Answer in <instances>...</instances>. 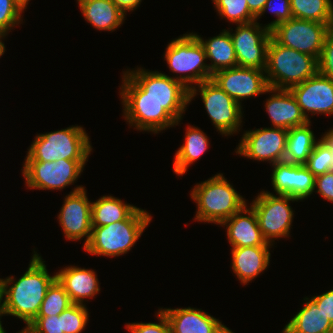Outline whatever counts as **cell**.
<instances>
[{
    "mask_svg": "<svg viewBox=\"0 0 333 333\" xmlns=\"http://www.w3.org/2000/svg\"><path fill=\"white\" fill-rule=\"evenodd\" d=\"M44 262L34 251L27 271L18 281L13 276L0 278V298L6 315L22 319L26 327L37 317L47 289L56 279V273L50 276Z\"/></svg>",
    "mask_w": 333,
    "mask_h": 333,
    "instance_id": "1",
    "label": "cell"
},
{
    "mask_svg": "<svg viewBox=\"0 0 333 333\" xmlns=\"http://www.w3.org/2000/svg\"><path fill=\"white\" fill-rule=\"evenodd\" d=\"M122 79V101L158 102L176 121L190 104L189 89L165 73L138 68L124 71Z\"/></svg>",
    "mask_w": 333,
    "mask_h": 333,
    "instance_id": "2",
    "label": "cell"
},
{
    "mask_svg": "<svg viewBox=\"0 0 333 333\" xmlns=\"http://www.w3.org/2000/svg\"><path fill=\"white\" fill-rule=\"evenodd\" d=\"M190 196L197 204L195 220L217 225H221L247 204L221 173L196 184Z\"/></svg>",
    "mask_w": 333,
    "mask_h": 333,
    "instance_id": "3",
    "label": "cell"
},
{
    "mask_svg": "<svg viewBox=\"0 0 333 333\" xmlns=\"http://www.w3.org/2000/svg\"><path fill=\"white\" fill-rule=\"evenodd\" d=\"M151 219L150 213L137 208L126 220L92 227L90 239L83 248L95 256L112 258L124 255L136 244Z\"/></svg>",
    "mask_w": 333,
    "mask_h": 333,
    "instance_id": "4",
    "label": "cell"
},
{
    "mask_svg": "<svg viewBox=\"0 0 333 333\" xmlns=\"http://www.w3.org/2000/svg\"><path fill=\"white\" fill-rule=\"evenodd\" d=\"M264 71L269 87L290 90L318 72V60L283 46L271 37Z\"/></svg>",
    "mask_w": 333,
    "mask_h": 333,
    "instance_id": "5",
    "label": "cell"
},
{
    "mask_svg": "<svg viewBox=\"0 0 333 333\" xmlns=\"http://www.w3.org/2000/svg\"><path fill=\"white\" fill-rule=\"evenodd\" d=\"M92 146L82 126L38 134L27 151L25 161H88Z\"/></svg>",
    "mask_w": 333,
    "mask_h": 333,
    "instance_id": "6",
    "label": "cell"
},
{
    "mask_svg": "<svg viewBox=\"0 0 333 333\" xmlns=\"http://www.w3.org/2000/svg\"><path fill=\"white\" fill-rule=\"evenodd\" d=\"M164 58L168 68L177 74L173 78L189 90L194 84L198 85L212 79L213 75L205 63L207 60L205 49L193 32L172 40L166 48Z\"/></svg>",
    "mask_w": 333,
    "mask_h": 333,
    "instance_id": "7",
    "label": "cell"
},
{
    "mask_svg": "<svg viewBox=\"0 0 333 333\" xmlns=\"http://www.w3.org/2000/svg\"><path fill=\"white\" fill-rule=\"evenodd\" d=\"M198 91L206 112L219 133L231 136L240 131L243 117L241 104L231 98L212 79L192 87L189 90V102L198 95Z\"/></svg>",
    "mask_w": 333,
    "mask_h": 333,
    "instance_id": "8",
    "label": "cell"
},
{
    "mask_svg": "<svg viewBox=\"0 0 333 333\" xmlns=\"http://www.w3.org/2000/svg\"><path fill=\"white\" fill-rule=\"evenodd\" d=\"M290 201L298 202L299 200L288 195H274L268 191H262L250 204L267 243L273 245L274 240L289 236L294 215L289 205Z\"/></svg>",
    "mask_w": 333,
    "mask_h": 333,
    "instance_id": "9",
    "label": "cell"
},
{
    "mask_svg": "<svg viewBox=\"0 0 333 333\" xmlns=\"http://www.w3.org/2000/svg\"><path fill=\"white\" fill-rule=\"evenodd\" d=\"M333 23L290 18L271 29L272 37L281 45L319 59L327 34Z\"/></svg>",
    "mask_w": 333,
    "mask_h": 333,
    "instance_id": "10",
    "label": "cell"
},
{
    "mask_svg": "<svg viewBox=\"0 0 333 333\" xmlns=\"http://www.w3.org/2000/svg\"><path fill=\"white\" fill-rule=\"evenodd\" d=\"M86 162L65 159L54 162L25 161L22 174L30 189L62 190L77 181Z\"/></svg>",
    "mask_w": 333,
    "mask_h": 333,
    "instance_id": "11",
    "label": "cell"
},
{
    "mask_svg": "<svg viewBox=\"0 0 333 333\" xmlns=\"http://www.w3.org/2000/svg\"><path fill=\"white\" fill-rule=\"evenodd\" d=\"M257 21L239 24L230 36L234 45L238 66L265 70L267 47L271 30Z\"/></svg>",
    "mask_w": 333,
    "mask_h": 333,
    "instance_id": "12",
    "label": "cell"
},
{
    "mask_svg": "<svg viewBox=\"0 0 333 333\" xmlns=\"http://www.w3.org/2000/svg\"><path fill=\"white\" fill-rule=\"evenodd\" d=\"M288 130L276 127L246 130L236 154L251 160L269 161L272 165L284 161Z\"/></svg>",
    "mask_w": 333,
    "mask_h": 333,
    "instance_id": "13",
    "label": "cell"
},
{
    "mask_svg": "<svg viewBox=\"0 0 333 333\" xmlns=\"http://www.w3.org/2000/svg\"><path fill=\"white\" fill-rule=\"evenodd\" d=\"M91 205L85 188L77 186L65 196L64 204L58 214L65 238L77 241L86 237L83 247L91 236Z\"/></svg>",
    "mask_w": 333,
    "mask_h": 333,
    "instance_id": "14",
    "label": "cell"
},
{
    "mask_svg": "<svg viewBox=\"0 0 333 333\" xmlns=\"http://www.w3.org/2000/svg\"><path fill=\"white\" fill-rule=\"evenodd\" d=\"M212 80L231 98L241 104L242 99L268 93L264 70L235 66L213 74Z\"/></svg>",
    "mask_w": 333,
    "mask_h": 333,
    "instance_id": "15",
    "label": "cell"
},
{
    "mask_svg": "<svg viewBox=\"0 0 333 333\" xmlns=\"http://www.w3.org/2000/svg\"><path fill=\"white\" fill-rule=\"evenodd\" d=\"M290 91L295 96L305 118L309 119V112L315 114L333 115V80L319 72Z\"/></svg>",
    "mask_w": 333,
    "mask_h": 333,
    "instance_id": "16",
    "label": "cell"
},
{
    "mask_svg": "<svg viewBox=\"0 0 333 333\" xmlns=\"http://www.w3.org/2000/svg\"><path fill=\"white\" fill-rule=\"evenodd\" d=\"M122 103L124 118L137 130L157 134L180 123V120L176 121L158 102L122 101Z\"/></svg>",
    "mask_w": 333,
    "mask_h": 333,
    "instance_id": "17",
    "label": "cell"
},
{
    "mask_svg": "<svg viewBox=\"0 0 333 333\" xmlns=\"http://www.w3.org/2000/svg\"><path fill=\"white\" fill-rule=\"evenodd\" d=\"M165 314L171 333H234L219 319L196 308H160Z\"/></svg>",
    "mask_w": 333,
    "mask_h": 333,
    "instance_id": "18",
    "label": "cell"
},
{
    "mask_svg": "<svg viewBox=\"0 0 333 333\" xmlns=\"http://www.w3.org/2000/svg\"><path fill=\"white\" fill-rule=\"evenodd\" d=\"M228 242L232 248L250 246H272L264 239L254 210L247 204L237 213L226 219Z\"/></svg>",
    "mask_w": 333,
    "mask_h": 333,
    "instance_id": "19",
    "label": "cell"
},
{
    "mask_svg": "<svg viewBox=\"0 0 333 333\" xmlns=\"http://www.w3.org/2000/svg\"><path fill=\"white\" fill-rule=\"evenodd\" d=\"M268 93L272 95L266 100L265 109L272 127L288 130L308 122L290 90L269 87Z\"/></svg>",
    "mask_w": 333,
    "mask_h": 333,
    "instance_id": "20",
    "label": "cell"
},
{
    "mask_svg": "<svg viewBox=\"0 0 333 333\" xmlns=\"http://www.w3.org/2000/svg\"><path fill=\"white\" fill-rule=\"evenodd\" d=\"M272 246L237 247L231 250L232 271L246 285L265 271L270 263Z\"/></svg>",
    "mask_w": 333,
    "mask_h": 333,
    "instance_id": "21",
    "label": "cell"
},
{
    "mask_svg": "<svg viewBox=\"0 0 333 333\" xmlns=\"http://www.w3.org/2000/svg\"><path fill=\"white\" fill-rule=\"evenodd\" d=\"M56 278L64 286L72 303L82 304L86 298L96 296L100 285L94 270L78 266H66L56 272Z\"/></svg>",
    "mask_w": 333,
    "mask_h": 333,
    "instance_id": "22",
    "label": "cell"
},
{
    "mask_svg": "<svg viewBox=\"0 0 333 333\" xmlns=\"http://www.w3.org/2000/svg\"><path fill=\"white\" fill-rule=\"evenodd\" d=\"M83 17L99 31H114L125 15L111 0H77Z\"/></svg>",
    "mask_w": 333,
    "mask_h": 333,
    "instance_id": "23",
    "label": "cell"
},
{
    "mask_svg": "<svg viewBox=\"0 0 333 333\" xmlns=\"http://www.w3.org/2000/svg\"><path fill=\"white\" fill-rule=\"evenodd\" d=\"M231 30H222L219 35L203 40L197 33H194L202 43L206 58L211 61L208 64L212 75L218 71L238 66L234 45L230 36Z\"/></svg>",
    "mask_w": 333,
    "mask_h": 333,
    "instance_id": "24",
    "label": "cell"
},
{
    "mask_svg": "<svg viewBox=\"0 0 333 333\" xmlns=\"http://www.w3.org/2000/svg\"><path fill=\"white\" fill-rule=\"evenodd\" d=\"M306 303L297 314L290 319L281 333H327L333 326L311 298H304Z\"/></svg>",
    "mask_w": 333,
    "mask_h": 333,
    "instance_id": "25",
    "label": "cell"
},
{
    "mask_svg": "<svg viewBox=\"0 0 333 333\" xmlns=\"http://www.w3.org/2000/svg\"><path fill=\"white\" fill-rule=\"evenodd\" d=\"M185 131V143L176 151L173 162V171L178 176L184 175L189 165L197 161L210 145L208 137L198 127L188 125Z\"/></svg>",
    "mask_w": 333,
    "mask_h": 333,
    "instance_id": "26",
    "label": "cell"
},
{
    "mask_svg": "<svg viewBox=\"0 0 333 333\" xmlns=\"http://www.w3.org/2000/svg\"><path fill=\"white\" fill-rule=\"evenodd\" d=\"M310 124L311 121H308L304 125L288 129L285 162L298 165H304L307 162L318 142L310 128Z\"/></svg>",
    "mask_w": 333,
    "mask_h": 333,
    "instance_id": "27",
    "label": "cell"
},
{
    "mask_svg": "<svg viewBox=\"0 0 333 333\" xmlns=\"http://www.w3.org/2000/svg\"><path fill=\"white\" fill-rule=\"evenodd\" d=\"M138 207L113 196H102L91 205V226H106L126 220Z\"/></svg>",
    "mask_w": 333,
    "mask_h": 333,
    "instance_id": "28",
    "label": "cell"
},
{
    "mask_svg": "<svg viewBox=\"0 0 333 333\" xmlns=\"http://www.w3.org/2000/svg\"><path fill=\"white\" fill-rule=\"evenodd\" d=\"M293 18L333 23L332 0H290Z\"/></svg>",
    "mask_w": 333,
    "mask_h": 333,
    "instance_id": "29",
    "label": "cell"
},
{
    "mask_svg": "<svg viewBox=\"0 0 333 333\" xmlns=\"http://www.w3.org/2000/svg\"><path fill=\"white\" fill-rule=\"evenodd\" d=\"M272 167L271 183L276 194L296 199L297 164L282 161Z\"/></svg>",
    "mask_w": 333,
    "mask_h": 333,
    "instance_id": "30",
    "label": "cell"
},
{
    "mask_svg": "<svg viewBox=\"0 0 333 333\" xmlns=\"http://www.w3.org/2000/svg\"><path fill=\"white\" fill-rule=\"evenodd\" d=\"M72 304L64 286L56 278L48 287L37 316L59 315Z\"/></svg>",
    "mask_w": 333,
    "mask_h": 333,
    "instance_id": "31",
    "label": "cell"
},
{
    "mask_svg": "<svg viewBox=\"0 0 333 333\" xmlns=\"http://www.w3.org/2000/svg\"><path fill=\"white\" fill-rule=\"evenodd\" d=\"M212 2L219 16L226 18L229 22L239 25L256 21L246 0H212Z\"/></svg>",
    "mask_w": 333,
    "mask_h": 333,
    "instance_id": "32",
    "label": "cell"
},
{
    "mask_svg": "<svg viewBox=\"0 0 333 333\" xmlns=\"http://www.w3.org/2000/svg\"><path fill=\"white\" fill-rule=\"evenodd\" d=\"M89 321L88 309L85 303H73L61 313V332L81 333Z\"/></svg>",
    "mask_w": 333,
    "mask_h": 333,
    "instance_id": "33",
    "label": "cell"
},
{
    "mask_svg": "<svg viewBox=\"0 0 333 333\" xmlns=\"http://www.w3.org/2000/svg\"><path fill=\"white\" fill-rule=\"evenodd\" d=\"M24 9L19 0H0V33L8 35L14 26L21 24Z\"/></svg>",
    "mask_w": 333,
    "mask_h": 333,
    "instance_id": "34",
    "label": "cell"
},
{
    "mask_svg": "<svg viewBox=\"0 0 333 333\" xmlns=\"http://www.w3.org/2000/svg\"><path fill=\"white\" fill-rule=\"evenodd\" d=\"M330 148L322 139H318L314 150L304 166L314 175L318 176L331 171Z\"/></svg>",
    "mask_w": 333,
    "mask_h": 333,
    "instance_id": "35",
    "label": "cell"
},
{
    "mask_svg": "<svg viewBox=\"0 0 333 333\" xmlns=\"http://www.w3.org/2000/svg\"><path fill=\"white\" fill-rule=\"evenodd\" d=\"M18 333H64L61 332V314L37 316L27 327Z\"/></svg>",
    "mask_w": 333,
    "mask_h": 333,
    "instance_id": "36",
    "label": "cell"
},
{
    "mask_svg": "<svg viewBox=\"0 0 333 333\" xmlns=\"http://www.w3.org/2000/svg\"><path fill=\"white\" fill-rule=\"evenodd\" d=\"M278 1L276 2V0H267L261 13L256 17L257 21L267 10L272 12V14L276 16V19L266 25L270 30L277 24L287 21L293 17L291 12L290 0Z\"/></svg>",
    "mask_w": 333,
    "mask_h": 333,
    "instance_id": "37",
    "label": "cell"
},
{
    "mask_svg": "<svg viewBox=\"0 0 333 333\" xmlns=\"http://www.w3.org/2000/svg\"><path fill=\"white\" fill-rule=\"evenodd\" d=\"M315 176L304 166L297 164L296 199L302 201L313 194Z\"/></svg>",
    "mask_w": 333,
    "mask_h": 333,
    "instance_id": "38",
    "label": "cell"
},
{
    "mask_svg": "<svg viewBox=\"0 0 333 333\" xmlns=\"http://www.w3.org/2000/svg\"><path fill=\"white\" fill-rule=\"evenodd\" d=\"M157 318L159 323H129L126 329L131 333H171L169 322L160 309L157 312Z\"/></svg>",
    "mask_w": 333,
    "mask_h": 333,
    "instance_id": "39",
    "label": "cell"
},
{
    "mask_svg": "<svg viewBox=\"0 0 333 333\" xmlns=\"http://www.w3.org/2000/svg\"><path fill=\"white\" fill-rule=\"evenodd\" d=\"M318 72L333 80V28L327 34L318 59Z\"/></svg>",
    "mask_w": 333,
    "mask_h": 333,
    "instance_id": "40",
    "label": "cell"
},
{
    "mask_svg": "<svg viewBox=\"0 0 333 333\" xmlns=\"http://www.w3.org/2000/svg\"><path fill=\"white\" fill-rule=\"evenodd\" d=\"M324 200L333 202V171L315 176V188Z\"/></svg>",
    "mask_w": 333,
    "mask_h": 333,
    "instance_id": "41",
    "label": "cell"
},
{
    "mask_svg": "<svg viewBox=\"0 0 333 333\" xmlns=\"http://www.w3.org/2000/svg\"><path fill=\"white\" fill-rule=\"evenodd\" d=\"M319 310L327 317L333 325V289L321 295L311 297Z\"/></svg>",
    "mask_w": 333,
    "mask_h": 333,
    "instance_id": "42",
    "label": "cell"
},
{
    "mask_svg": "<svg viewBox=\"0 0 333 333\" xmlns=\"http://www.w3.org/2000/svg\"><path fill=\"white\" fill-rule=\"evenodd\" d=\"M118 8L126 14V12L134 11L142 0H111Z\"/></svg>",
    "mask_w": 333,
    "mask_h": 333,
    "instance_id": "43",
    "label": "cell"
},
{
    "mask_svg": "<svg viewBox=\"0 0 333 333\" xmlns=\"http://www.w3.org/2000/svg\"><path fill=\"white\" fill-rule=\"evenodd\" d=\"M246 1L248 3V8H249L250 12L255 17H257L261 13L267 0H246Z\"/></svg>",
    "mask_w": 333,
    "mask_h": 333,
    "instance_id": "44",
    "label": "cell"
},
{
    "mask_svg": "<svg viewBox=\"0 0 333 333\" xmlns=\"http://www.w3.org/2000/svg\"><path fill=\"white\" fill-rule=\"evenodd\" d=\"M321 139L328 145L331 153V171H333V128H331L328 132H325Z\"/></svg>",
    "mask_w": 333,
    "mask_h": 333,
    "instance_id": "45",
    "label": "cell"
},
{
    "mask_svg": "<svg viewBox=\"0 0 333 333\" xmlns=\"http://www.w3.org/2000/svg\"><path fill=\"white\" fill-rule=\"evenodd\" d=\"M6 315L4 309H3V304H2V300L0 298V319L1 316ZM0 333H6V331L4 330V328L2 327V321L0 320Z\"/></svg>",
    "mask_w": 333,
    "mask_h": 333,
    "instance_id": "46",
    "label": "cell"
},
{
    "mask_svg": "<svg viewBox=\"0 0 333 333\" xmlns=\"http://www.w3.org/2000/svg\"><path fill=\"white\" fill-rule=\"evenodd\" d=\"M7 34L0 33V57L5 53V45L4 42L2 41L3 38L6 37Z\"/></svg>",
    "mask_w": 333,
    "mask_h": 333,
    "instance_id": "47",
    "label": "cell"
},
{
    "mask_svg": "<svg viewBox=\"0 0 333 333\" xmlns=\"http://www.w3.org/2000/svg\"><path fill=\"white\" fill-rule=\"evenodd\" d=\"M19 1L27 8L29 0H19Z\"/></svg>",
    "mask_w": 333,
    "mask_h": 333,
    "instance_id": "48",
    "label": "cell"
},
{
    "mask_svg": "<svg viewBox=\"0 0 333 333\" xmlns=\"http://www.w3.org/2000/svg\"><path fill=\"white\" fill-rule=\"evenodd\" d=\"M327 333H333V326L331 327V329Z\"/></svg>",
    "mask_w": 333,
    "mask_h": 333,
    "instance_id": "49",
    "label": "cell"
}]
</instances>
